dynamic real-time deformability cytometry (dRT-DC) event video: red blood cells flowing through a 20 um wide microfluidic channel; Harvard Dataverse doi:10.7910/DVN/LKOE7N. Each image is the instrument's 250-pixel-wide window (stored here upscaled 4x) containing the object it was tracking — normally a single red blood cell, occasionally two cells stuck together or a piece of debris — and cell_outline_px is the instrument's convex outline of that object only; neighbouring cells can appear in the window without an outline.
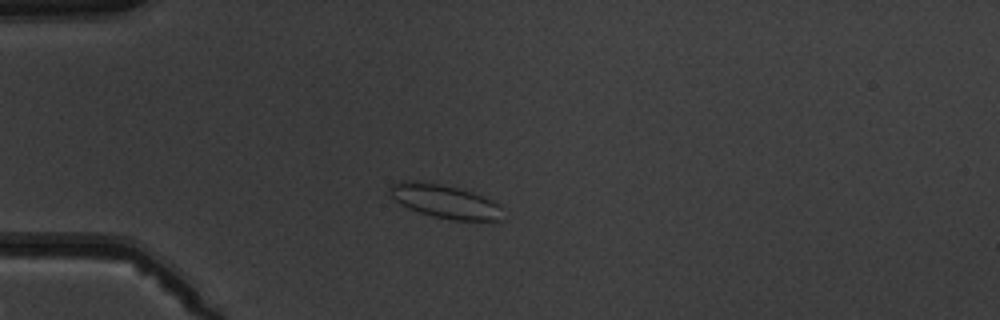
{"species": "common noctule bat (a hibernating species)", "species_latin": "Nyctalus noctula", "temperature_condition": "warm", "stored_images_in_passage": 3, "camera_frame_rate_fps": 3000, "um_per_image_px": 0.085, "animal": {"sex": "male", "body_mass_g": 19.5, "forearm_length_mm": 54.6}, "frame": {"image": 1, "passage_image": 2, "time_ms": 1.333, "image_size_px": [1000, 320], "cell_outline_px": [[500, 220], [452, 220], [432, 216], [408, 208], [400, 204], [388, 192], [388, 188], [392, 184], [400, 180], [416, 180], [440, 184], [472, 192], [492, 200], [500, 204]], "centroid_in_image_um": [37.75, 17.1], "position_along_channel_um": 47.2, "area_um2": 21.91}}